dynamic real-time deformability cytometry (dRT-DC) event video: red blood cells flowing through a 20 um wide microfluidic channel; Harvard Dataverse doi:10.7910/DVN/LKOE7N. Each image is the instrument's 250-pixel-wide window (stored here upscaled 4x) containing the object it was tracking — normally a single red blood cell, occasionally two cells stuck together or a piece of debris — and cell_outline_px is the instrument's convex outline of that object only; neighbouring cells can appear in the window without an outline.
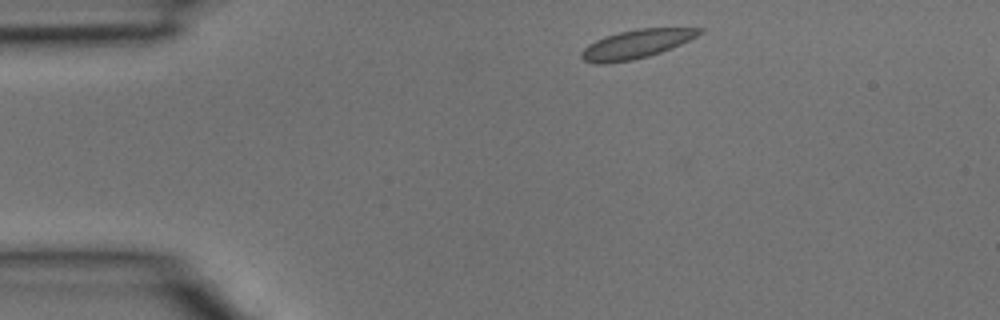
{"species": "common noctule bat (a hibernating species)", "species_latin": "Nyctalus noctula", "temperature_condition": "room temperature", "stored_images_in_passage": 35, "segment_of_instrument_passage": [1, 2], "camera_frame_rate_fps": 3000, "um_per_image_px": 0.085, "animal": {"sex": "male", "body_mass_g": 15.6}, "frame": {"image": 1, "passage_image": 1, "time_ms": 0.0, "image_size_px": [1000, 320], "cell_outline_px": [[704, 32], [680, 44], [660, 52], [648, 56], [632, 60], [608, 64], [596, 64], [584, 60], [580, 56], [580, 52], [588, 44], [604, 36], [620, 32], [640, 28], [704, 28]], "centroid_in_image_um": [54.04, 3.75], "position_along_channel_um": 31.0, "area_um2": 19.65}}
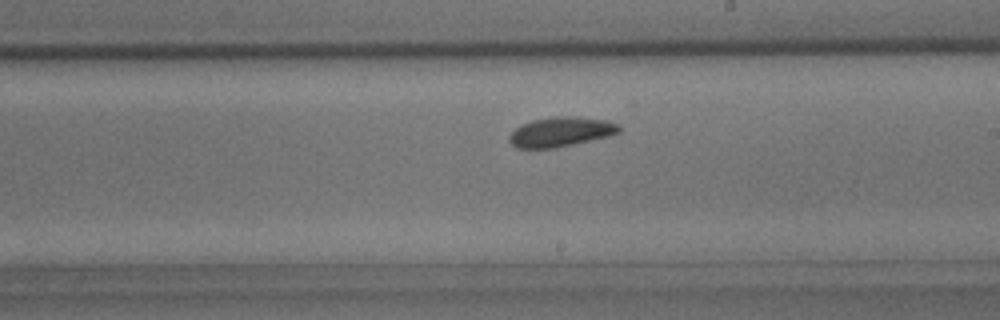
{"frame": {"image": 2, "passage_image": 17, "time_ms": 5.333, "image_size_px": [1000, 320], "cell_outline_px": [[620, 132], [608, 136], [556, 148], [516, 148], [508, 140], [508, 136], [520, 124], [532, 120], [552, 116], [568, 116], [604, 120], [620, 124]], "centroid_in_image_um": [47.63, 11.21], "position_along_channel_um": 241.4, "area_um2": 18.96}}
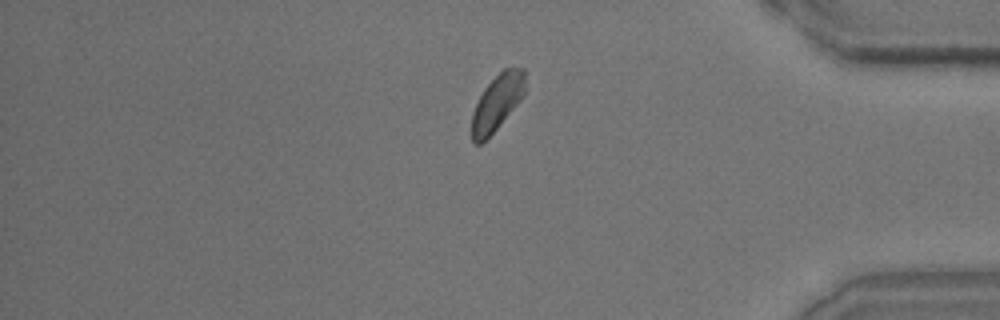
{"frame": {"image": 3, "passage_image": 28, "time_ms": 9.0, "image_size_px": [1000, 320], "cell_outline_px": [[524, 96], [496, 128], [480, 144], [472, 144], [472, 112], [484, 88], [504, 68], [524, 68]], "centroid_in_image_um": [42.24, 8.71], "position_along_channel_um": 393.0, "area_um2": 16.94}}